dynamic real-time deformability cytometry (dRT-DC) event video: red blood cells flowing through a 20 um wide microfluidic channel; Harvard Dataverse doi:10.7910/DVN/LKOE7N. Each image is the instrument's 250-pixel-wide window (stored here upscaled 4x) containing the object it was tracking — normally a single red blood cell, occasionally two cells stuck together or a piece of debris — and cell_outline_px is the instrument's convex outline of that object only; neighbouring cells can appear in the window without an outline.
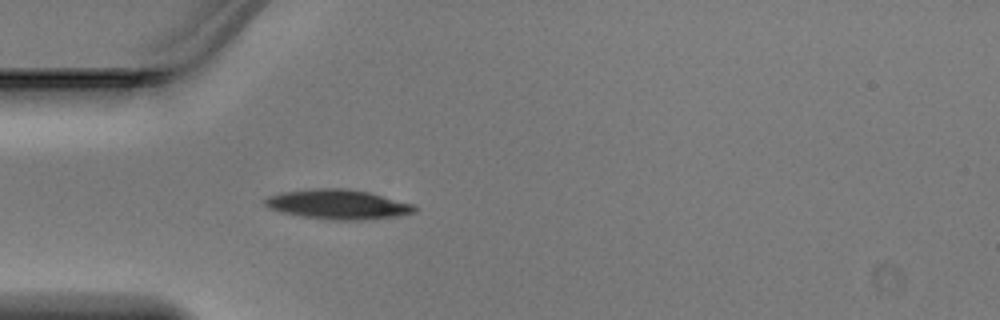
{"species": "Egyptian fruit bat (a non-hibernating species)", "species_latin": "Rousettus aegyptiacus", "temperature_condition": "warm", "stored_images_in_passage": 1, "camera_frame_rate_fps": 3000, "um_per_image_px": 0.085, "animal": {"sex": "male"}, "frame": {"image": 1, "passage_image": 1, "time_ms": 0.0, "image_size_px": [1000, 320], "cell_outline_px": [[416, 212], [400, 216], [368, 220], [336, 220], [300, 216], [280, 212], [264, 204], [264, 200], [268, 196], [280, 192], [312, 188], [348, 188], [368, 192], [416, 204]], "centroid_in_image_um": [28.77, 17.37], "position_along_channel_um": 56.2, "area_um2": 26.18}}